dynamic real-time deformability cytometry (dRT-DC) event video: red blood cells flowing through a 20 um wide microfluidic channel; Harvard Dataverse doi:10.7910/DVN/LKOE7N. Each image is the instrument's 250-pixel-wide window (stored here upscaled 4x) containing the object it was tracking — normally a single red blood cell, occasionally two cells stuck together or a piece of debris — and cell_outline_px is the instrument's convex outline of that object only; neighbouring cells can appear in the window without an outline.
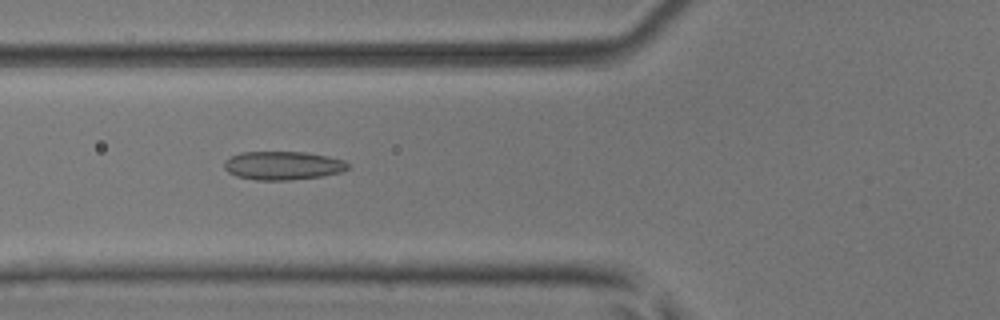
{"species": "common noctule bat (a hibernating species)", "species_latin": "Nyctalus noctula", "temperature_condition": "room temperature", "stored_images_in_passage": 27, "camera_frame_rate_fps": 3000, "um_per_image_px": 0.085, "animal": {"sex": "male", "body_mass_g": 17.9, "forearm_length_mm": 54.2}, "frame": {"image": 1, "passage_image": 20, "time_ms": 6.333, "image_size_px": [1000, 320], "cell_outline_px": [[348, 168], [340, 172], [320, 176], [288, 180], [256, 180], [236, 176], [228, 172], [224, 168], [224, 160], [240, 152], [304, 152], [344, 160], [348, 164]], "centroid_in_image_um": [23.99, 14.07], "position_along_channel_um": 101.8, "area_um2": 20.35}}
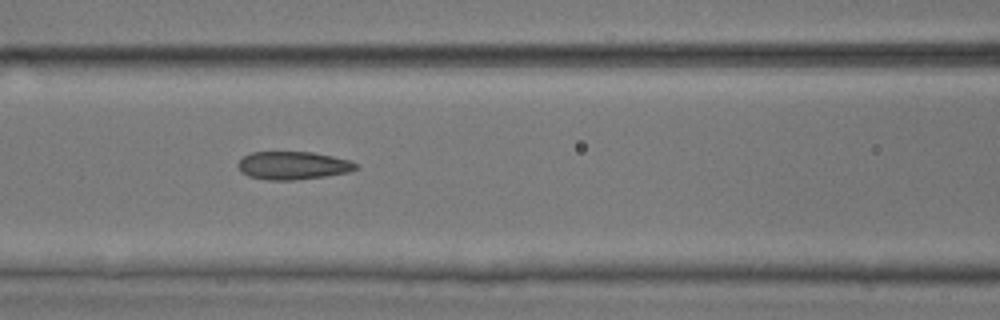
{"frame": {"image": 2, "passage_image": 23, "time_ms": 7.333, "image_size_px": [1000, 320], "cell_outline_px": [[356, 168], [348, 172], [328, 176], [292, 180], [268, 180], [248, 176], [240, 172], [236, 164], [244, 156], [252, 152], [312, 152], [352, 160], [356, 164]], "centroid_in_image_um": [24.88, 14.07], "position_along_channel_um": 141.7, "area_um2": 19.31}}
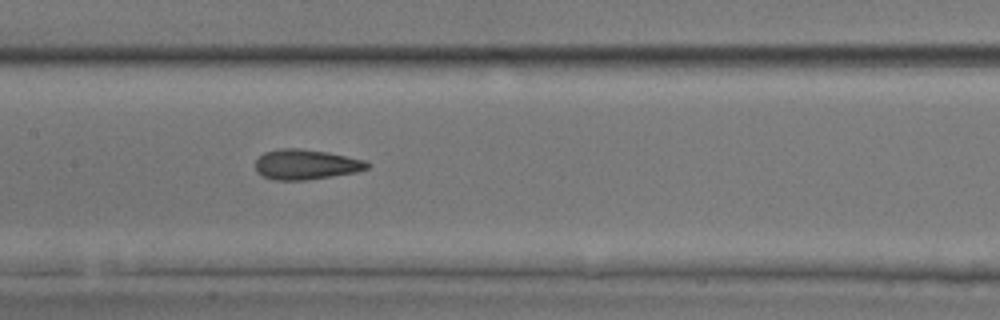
{"frame": {"image": 3, "passage_image": 26, "time_ms": 8.333, "image_size_px": [1000, 320], "cell_outline_px": [[368, 168], [356, 172], [308, 180], [272, 180], [256, 172], [256, 160], [264, 152], [280, 148], [300, 148], [328, 152], [364, 160], [368, 164]], "centroid_in_image_um": [25.97, 13.98], "position_along_channel_um": 181.4, "area_um2": 19.59}}